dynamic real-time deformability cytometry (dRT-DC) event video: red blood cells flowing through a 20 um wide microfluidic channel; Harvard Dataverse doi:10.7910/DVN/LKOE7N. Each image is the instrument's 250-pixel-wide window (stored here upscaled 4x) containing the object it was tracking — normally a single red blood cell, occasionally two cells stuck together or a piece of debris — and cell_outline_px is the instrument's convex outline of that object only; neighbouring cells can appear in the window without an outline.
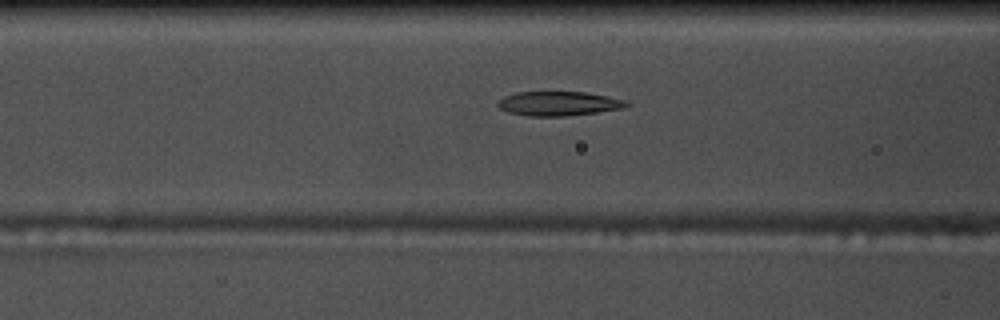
{"species": "common noctule bat (a hibernating species)", "species_latin": "Nyctalus noctula", "temperature_condition": "warm", "stored_images_in_passage": 54, "camera_frame_rate_fps": 3000, "um_per_image_px": 0.085, "animal": {"sex": "male", "body_mass_g": 17.5, "forearm_length_mm": 52.3}, "frame": {"image": 1, "passage_image": 21, "time_ms": 6.667, "image_size_px": [1000, 320], "cell_outline_px": [[628, 104], [620, 108], [596, 112], [564, 116], [528, 116], [508, 112], [500, 108], [496, 104], [504, 96], [516, 92], [584, 92], [608, 96], [624, 100]], "centroid_in_image_um": [47.41, 8.8], "position_along_channel_um": 119.2, "area_um2": 17.92}}
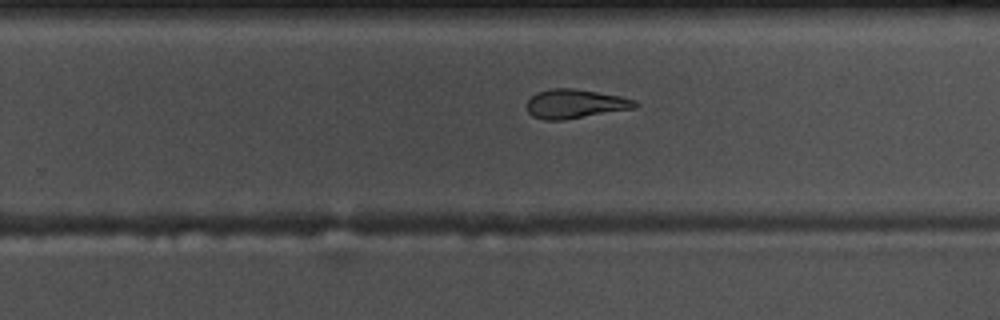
{"frame": {"image": 2, "passage_image": 34, "time_ms": 11.0, "image_size_px": [1000, 320], "cell_outline_px": [[640, 104], [636, 108], [564, 120], [544, 120], [532, 116], [528, 112], [524, 104], [536, 92], [552, 88], [576, 88], [620, 96], [636, 100]], "centroid_in_image_um": [48.88, 8.82], "position_along_channel_um": 280.9, "area_um2": 18.67}}
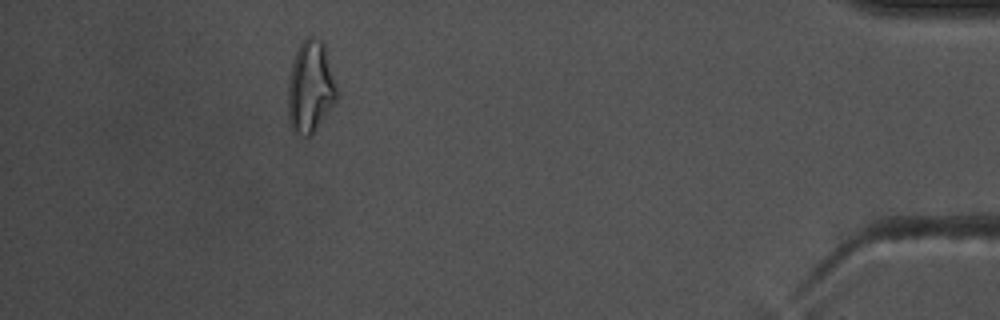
{"frame": {"image": 3, "passage_image": 49, "time_ms": 16.0, "image_size_px": [1000, 320], "cell_outline_px": [[336, 100], [312, 136], [296, 136], [292, 132], [288, 120], [288, 80], [292, 60], [300, 44], [308, 36], [312, 36], [320, 40], [324, 44], [336, 88]], "centroid_in_image_um": [26.34, 7.45], "position_along_channel_um": 408.9, "area_um2": 26.18}, "authors_computed_cell_mechanics": {"area_um2": 19.1607, "velocity_mm_per_s": 3.7444, "shape_relaxation_time_tau1_ms": null, "shape_relaxation_time_tau2_ms": 2.9098, "deformation_change_tau1": null, "deformation_change_tau2": 0.1034}}